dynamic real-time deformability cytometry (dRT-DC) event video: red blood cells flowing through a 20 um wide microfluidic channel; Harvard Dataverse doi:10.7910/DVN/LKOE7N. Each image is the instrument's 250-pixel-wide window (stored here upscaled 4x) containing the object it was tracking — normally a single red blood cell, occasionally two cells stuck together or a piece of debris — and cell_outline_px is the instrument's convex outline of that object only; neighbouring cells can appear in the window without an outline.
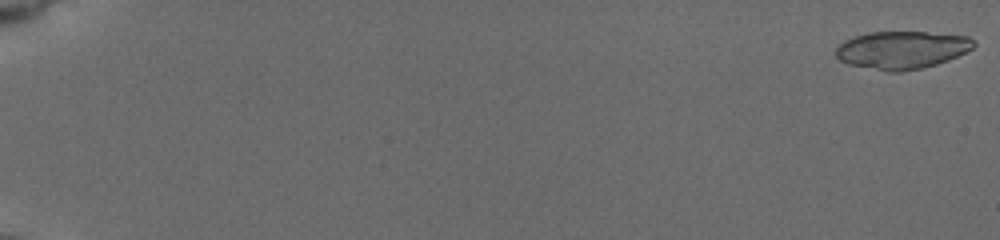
{"species": "common noctule bat (a hibernating species)", "species_latin": "Nyctalus noctula", "temperature_condition": "cold", "stored_images_in_passage": 45, "camera_frame_rate_fps": 3000, "um_per_image_px": 0.085, "animal": {"sex": "female", "body_mass_g": 19.5, "forearm_length_mm": 54.1}, "frame": {"image": 1, "passage_image": 1, "time_ms": 0.0, "image_size_px": [1000, 240], "cell_outline_px": [[976, 44], [968, 52], [948, 60], [936, 64], [920, 68], [900, 72], [888, 72], [848, 64], [840, 60], [836, 56], [836, 48], [844, 40], [868, 32], [924, 32], [968, 36], [976, 40]], "centroid_in_image_um": [76.68, 4.24], "position_along_channel_um": 8.3, "area_um2": 30.4}}
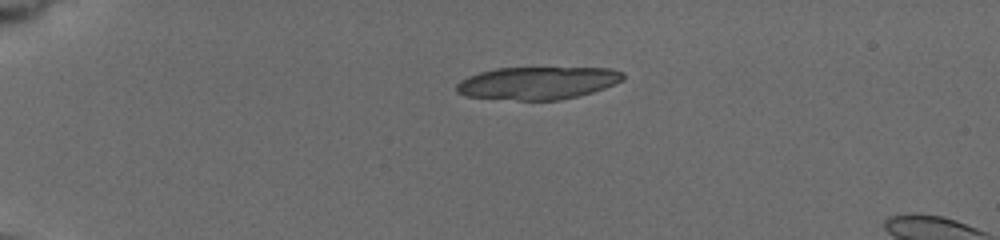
{"frame": {"image": 2, "passage_image": 29, "time_ms": 4.667, "image_size_px": [1000, 240], "cell_outline_px": [[624, 80], [604, 88], [592, 92], [560, 100], [516, 100], [464, 96], [456, 92], [456, 84], [460, 80], [468, 76], [480, 72], [496, 68], [608, 68], [624, 72]], "centroid_in_image_um": [45.68, 7.05], "position_along_channel_um": 39.3, "area_um2": 31.67}}